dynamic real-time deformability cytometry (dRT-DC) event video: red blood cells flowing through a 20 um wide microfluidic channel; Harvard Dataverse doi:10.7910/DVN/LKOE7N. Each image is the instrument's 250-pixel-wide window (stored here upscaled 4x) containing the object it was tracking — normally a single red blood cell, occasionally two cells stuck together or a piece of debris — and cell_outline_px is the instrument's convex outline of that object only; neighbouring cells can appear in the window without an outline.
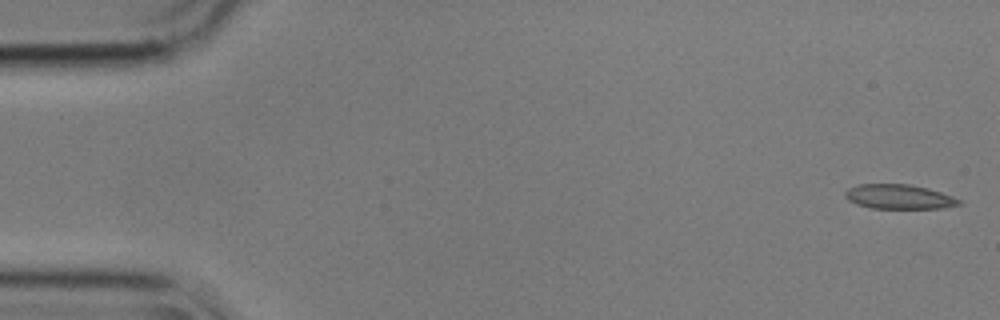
{"species": "common noctule bat (a hibernating species)", "species_latin": "Nyctalus noctula", "temperature_condition": "cold", "stored_images_in_passage": 55, "camera_frame_rate_fps": 3000, "um_per_image_px": 0.085, "animal": {"sex": "male", "body_mass_g": 17.9}, "frame": {"image": 1, "passage_image": 1, "time_ms": 0.0, "image_size_px": [1000, 320], "cell_outline_px": [[964, 204], [944, 208], [872, 208], [856, 204], [848, 200], [844, 196], [844, 192], [848, 188], [856, 184], [908, 184], [928, 188], [952, 196], [960, 200]], "centroid_in_image_um": [76.4, 16.72], "position_along_channel_um": 8.6, "area_um2": 16.36}}
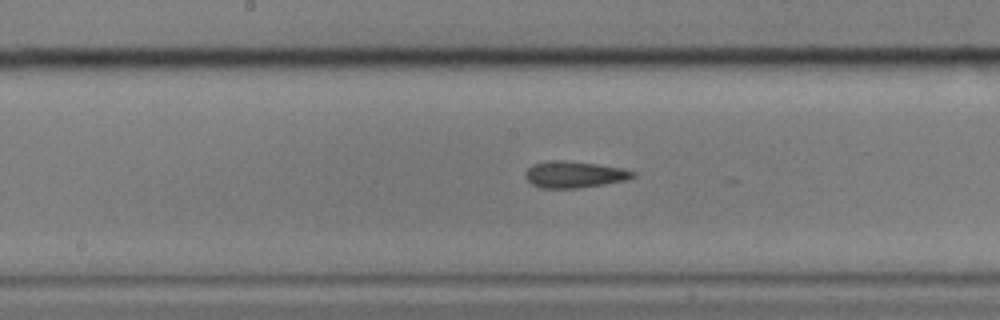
{"frame": {"image": 2, "passage_image": 28, "time_ms": 9.0, "image_size_px": [1000, 320], "cell_outline_px": [[636, 176], [628, 180], [604, 184], [576, 188], [540, 188], [532, 184], [524, 176], [524, 172], [532, 164], [552, 160], [564, 160], [596, 164], [624, 168], [636, 172]], "centroid_in_image_um": [48.83, 14.83], "position_along_channel_um": 199.4, "area_um2": 16.76}}
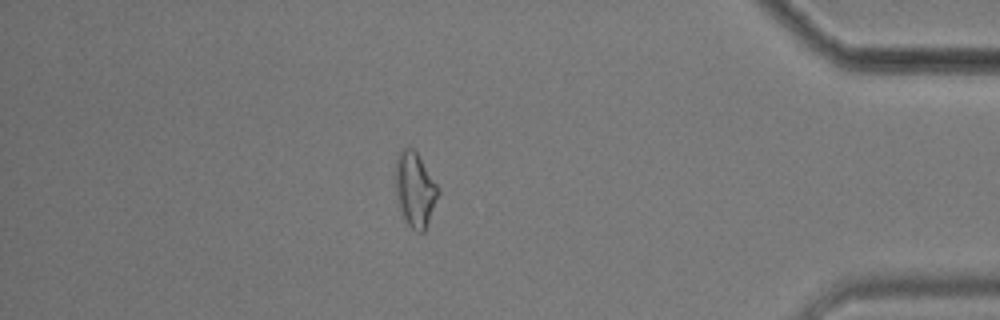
{"frame": {"image": 3, "passage_image": 48, "time_ms": 15.667, "image_size_px": [1000, 320], "cell_outline_px": [[440, 192], [424, 232], [416, 232], [408, 224], [400, 212], [396, 196], [396, 156], [404, 148], [412, 148], [416, 152], [440, 188]], "centroid_in_image_um": [35.28, 16.13], "position_along_channel_um": 399.9, "area_um2": 18.44}, "authors_computed_cell_mechanics": {"area_um2": 16.762, "velocity_mm_per_s": 3.5726, "shape_relaxation_time_tau1_ms": 9.6102, "shape_relaxation_time_tau2_ms": 5.299, "deformation_change_tau1": 0.1575, "deformation_change_tau2": 0.1388}}